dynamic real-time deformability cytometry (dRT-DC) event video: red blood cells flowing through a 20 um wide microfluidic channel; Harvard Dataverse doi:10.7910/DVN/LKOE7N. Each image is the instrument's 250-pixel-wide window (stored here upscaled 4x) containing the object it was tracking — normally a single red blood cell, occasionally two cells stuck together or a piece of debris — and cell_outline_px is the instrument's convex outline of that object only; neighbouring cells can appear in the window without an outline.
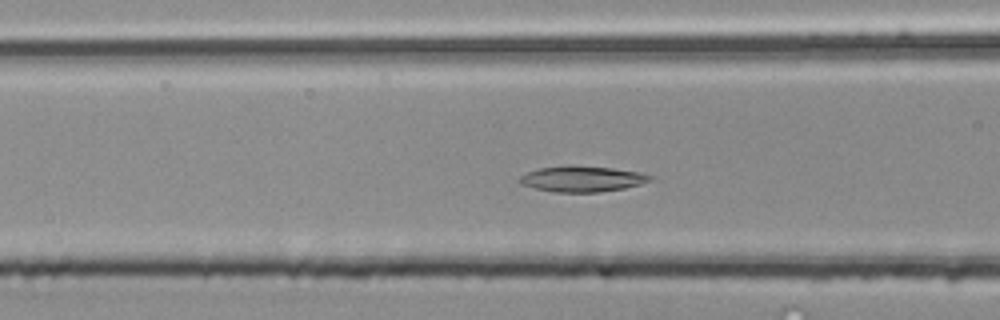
{"species": "common noctule bat (a hibernating species)", "species_latin": "Nyctalus noctula", "temperature_condition": "room temperature", "stored_images_in_passage": 47, "camera_frame_rate_fps": 3000, "um_per_image_px": 0.085, "animal": {"sex": "male", "body_mass_g": 20.4}, "frame": {"image": 1, "passage_image": 16, "time_ms": 5.0, "image_size_px": [1000, 320], "cell_outline_px": [[652, 180], [640, 184], [624, 188], [600, 192], [552, 192], [520, 184], [516, 180], [520, 176], [528, 172], [540, 168], [612, 168], [640, 172], [652, 176]], "centroid_in_image_um": [49.49, 15.25], "position_along_channel_um": 117.1, "area_um2": 18.73}}
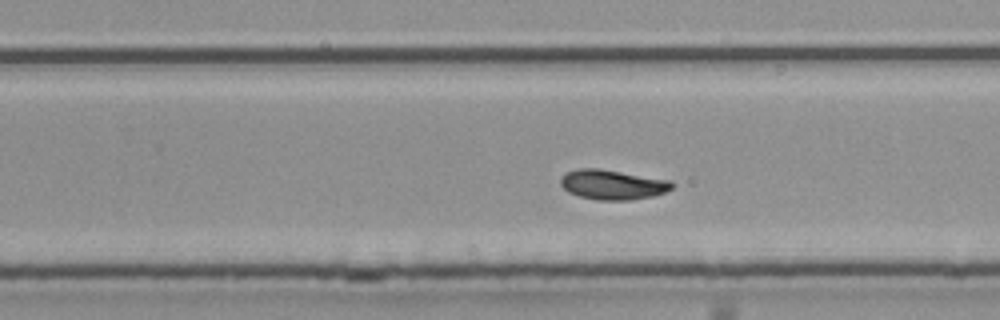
{"frame": {"image": 2, "passage_image": 28, "time_ms": 9.0, "image_size_px": [1000, 320], "cell_outline_px": [[672, 188], [664, 192], [652, 196], [632, 200], [596, 200], [580, 196], [568, 192], [560, 184], [560, 176], [564, 172], [580, 168], [596, 168], [668, 180], [672, 184]], "centroid_in_image_um": [51.99, 15.7], "position_along_channel_um": 277.8, "area_um2": 19.13}}
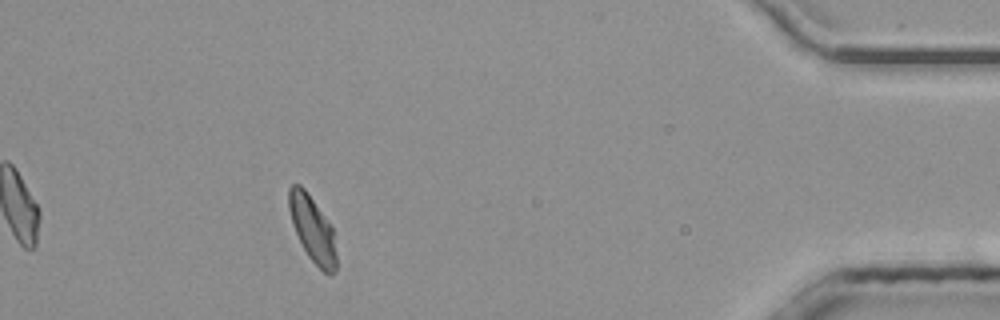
{"frame": {"image": 3, "passage_image": 42, "time_ms": 13.667, "image_size_px": [1000, 320], "cell_outline_px": [[336, 272], [332, 276], [328, 276], [308, 256], [292, 224], [288, 208], [288, 188], [292, 184], [300, 184], [304, 188], [332, 228], [336, 256]], "centroid_in_image_um": [26.54, 19.48], "position_along_channel_um": 408.7, "area_um2": 17.86}, "authors_computed_cell_mechanics": {"area_um2": 18.9006, "velocity_mm_per_s": 4.0247, "shape_relaxation_time_tau1_ms": 9.2641, "shape_relaxation_time_tau2_ms": 4.327, "deformation_change_tau1": 0.1774, "deformation_change_tau2": 0.0881}}